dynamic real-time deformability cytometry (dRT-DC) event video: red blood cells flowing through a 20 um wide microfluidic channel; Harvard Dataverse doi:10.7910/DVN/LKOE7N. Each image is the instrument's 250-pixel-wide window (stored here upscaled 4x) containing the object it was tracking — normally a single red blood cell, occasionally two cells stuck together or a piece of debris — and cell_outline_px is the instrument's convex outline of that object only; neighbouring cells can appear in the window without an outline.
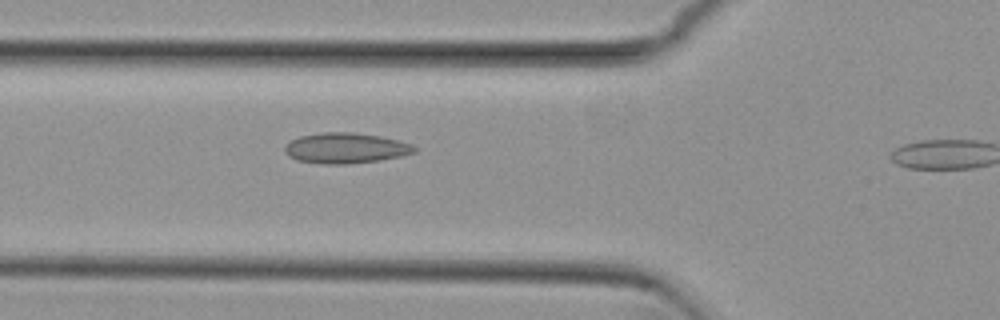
{"species": "common noctule bat (a hibernating species)", "species_latin": "Nyctalus noctula", "temperature_condition": "cold", "stored_images_in_passage": 10, "camera_frame_rate_fps": 3000, "um_per_image_px": 0.085, "animal": {"sex": "female", "body_mass_g": 29.2, "forearm_length_mm": 56.3}, "frame": {"image": 1, "passage_image": 9, "time_ms": 2.667, "image_size_px": [1000, 320], "cell_outline_px": [[416, 152], [400, 156], [380, 160], [348, 164], [324, 164], [296, 160], [288, 156], [284, 152], [284, 144], [300, 136], [324, 132], [352, 132], [380, 136], [412, 144], [416, 148]], "centroid_in_image_um": [29.34, 12.59], "position_along_channel_um": 96.5, "area_um2": 23.06}}